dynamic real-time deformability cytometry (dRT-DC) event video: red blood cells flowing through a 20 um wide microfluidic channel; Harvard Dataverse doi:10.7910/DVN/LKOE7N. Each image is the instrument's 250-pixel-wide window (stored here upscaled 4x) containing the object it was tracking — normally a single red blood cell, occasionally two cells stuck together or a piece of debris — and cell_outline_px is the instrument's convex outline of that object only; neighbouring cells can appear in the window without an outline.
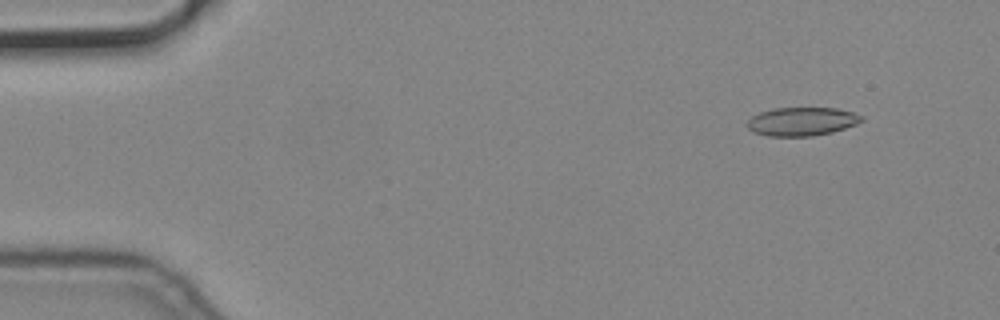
{"species": "common noctule bat (a hibernating species)", "species_latin": "Nyctalus noctula", "temperature_condition": "cold", "stored_images_in_passage": 57, "camera_frame_rate_fps": 3000, "um_per_image_px": 0.085, "animal": {"sex": "male", "body_mass_g": 19.2, "forearm_length_mm": 51.8}, "frame": {"image": 1, "passage_image": 6, "time_ms": 1.667, "image_size_px": [1000, 320], "cell_outline_px": [[864, 120], [856, 124], [832, 132], [812, 136], [768, 136], [752, 132], [748, 128], [748, 120], [752, 116], [760, 112], [772, 108], [836, 108], [852, 112], [864, 116]], "centroid_in_image_um": [68.15, 10.32], "position_along_channel_um": 16.8, "area_um2": 19.02}}
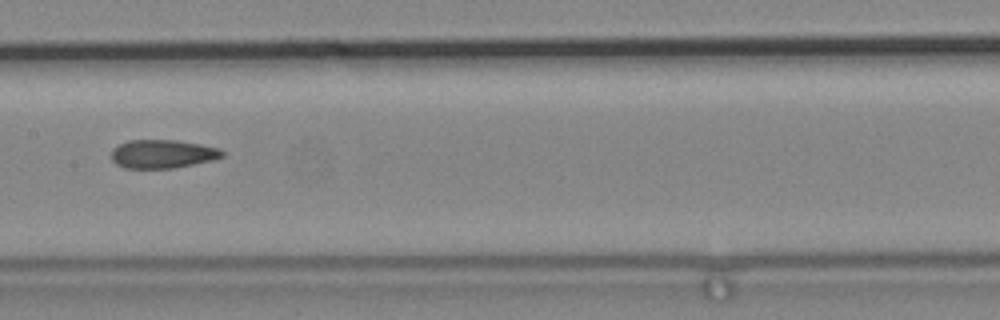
{"frame": {"image": 2, "passage_image": 29, "time_ms": 9.333, "image_size_px": [1000, 320], "cell_outline_px": [[224, 156], [216, 160], [172, 168], [124, 168], [116, 164], [112, 160], [112, 148], [128, 140], [176, 140], [200, 144], [220, 148], [224, 152]], "centroid_in_image_um": [13.84, 13.08], "position_along_channel_um": 193.6, "area_um2": 18.55}}
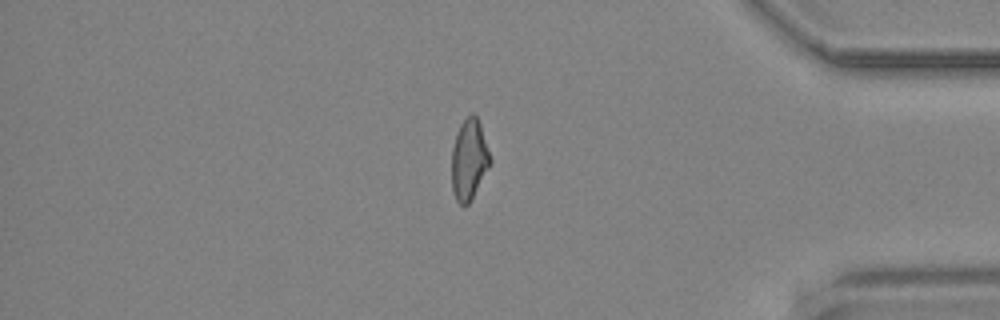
{"frame": {"image": 3, "passage_image": 48, "time_ms": 15.667, "image_size_px": [1000, 320], "cell_outline_px": [[492, 164], [468, 204], [460, 204], [456, 200], [452, 192], [452, 148], [456, 132], [460, 124], [472, 112], [476, 116], [480, 124], [492, 160]], "centroid_in_image_um": [39.88, 13.56], "position_along_channel_um": 395.3, "area_um2": 18.15}}